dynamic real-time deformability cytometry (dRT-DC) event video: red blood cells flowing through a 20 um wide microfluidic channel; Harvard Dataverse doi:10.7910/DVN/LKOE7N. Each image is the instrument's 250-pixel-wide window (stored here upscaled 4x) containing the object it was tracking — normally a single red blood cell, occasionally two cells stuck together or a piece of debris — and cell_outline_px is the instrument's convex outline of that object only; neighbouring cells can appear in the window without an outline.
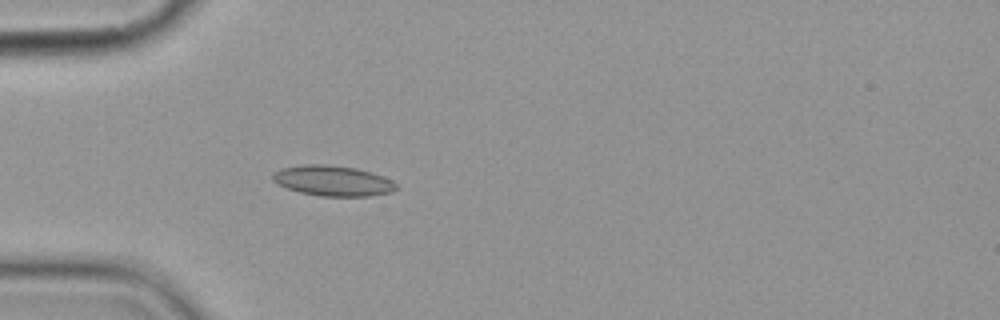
{"species": "common noctule bat (a hibernating species)", "species_latin": "Nyctalus noctula", "temperature_condition": "cold", "stored_images_in_passage": 7, "camera_frame_rate_fps": 3000, "um_per_image_px": 0.085, "animal": {"sex": "female", "body_mass_g": 19.9}, "frame": {"image": 1, "passage_image": 7, "time_ms": 7.0, "image_size_px": [1000, 320], "cell_outline_px": [[396, 188], [392, 192], [368, 196], [320, 196], [300, 192], [276, 184], [272, 180], [272, 172], [280, 168], [304, 164], [328, 164], [356, 168], [392, 180], [396, 184]], "centroid_in_image_um": [28.22, 15.36], "position_along_channel_um": 56.8, "area_um2": 21.85}}